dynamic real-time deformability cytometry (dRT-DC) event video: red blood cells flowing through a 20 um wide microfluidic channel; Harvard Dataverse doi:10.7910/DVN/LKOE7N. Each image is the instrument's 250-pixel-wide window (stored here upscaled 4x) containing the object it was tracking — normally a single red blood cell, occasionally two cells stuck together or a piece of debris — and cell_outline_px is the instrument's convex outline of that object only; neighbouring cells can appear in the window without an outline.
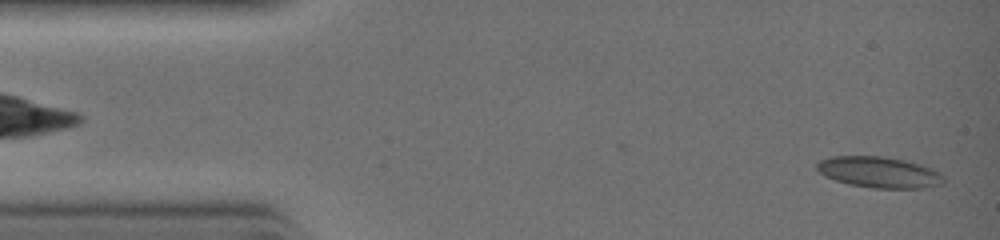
{"species": "common noctule bat (a hibernating species)", "species_latin": "Nyctalus noctula", "temperature_condition": "warm", "stored_images_in_passage": 32, "camera_frame_rate_fps": 3000, "um_per_image_px": 0.085, "animal": {"sex": "female", "body_mass_g": 19.0, "forearm_length_mm": 51.5}, "frame": {"image": 1, "passage_image": 1, "time_ms": 0.0, "image_size_px": [1000, 240], "cell_outline_px": [[944, 184], [924, 188], [872, 188], [848, 184], [824, 176], [816, 168], [816, 164], [820, 160], [832, 156], [880, 156], [904, 160], [920, 164], [932, 168], [940, 172], [944, 176]], "centroid_in_image_um": [74.75, 14.64], "position_along_channel_um": 10.3, "area_um2": 23.06}}
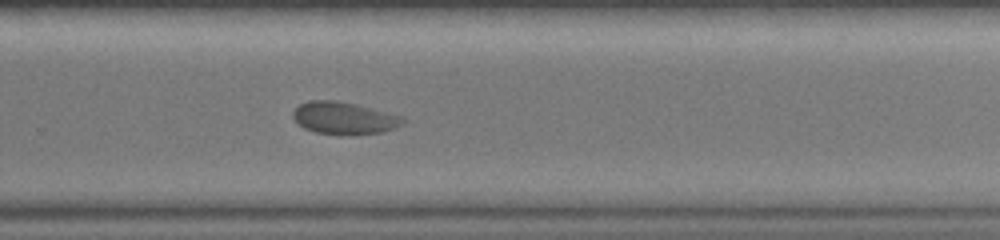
{"frame": {"image": 2, "passage_image": 21, "time_ms": 6.667, "image_size_px": [1000, 240], "cell_outline_px": [[408, 120], [404, 124], [396, 128], [380, 132], [340, 136], [316, 132], [304, 128], [292, 116], [292, 112], [300, 104], [308, 100], [336, 100], [356, 104], [404, 116]], "centroid_in_image_um": [29.29, 10.04], "position_along_channel_um": 300.5, "area_um2": 20.98}}
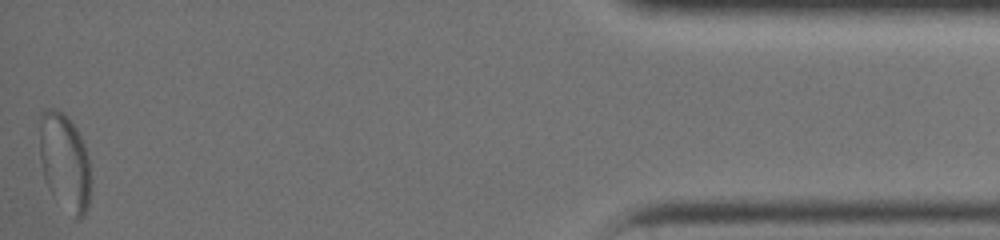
{"frame": {"image": 3, "passage_image": 32, "time_ms": 10.333, "image_size_px": [1000, 240], "cell_outline_px": [[92, 192], [88, 208], [84, 216], [80, 220], [76, 220], [48, 188], [44, 176], [40, 156], [40, 112], [44, 108], [56, 108], [64, 112], [76, 128], [84, 144], [88, 156], [92, 180]], "centroid_in_image_um": [5.54, 13.77], "position_along_channel_um": 429.7, "area_um2": 29.54}}